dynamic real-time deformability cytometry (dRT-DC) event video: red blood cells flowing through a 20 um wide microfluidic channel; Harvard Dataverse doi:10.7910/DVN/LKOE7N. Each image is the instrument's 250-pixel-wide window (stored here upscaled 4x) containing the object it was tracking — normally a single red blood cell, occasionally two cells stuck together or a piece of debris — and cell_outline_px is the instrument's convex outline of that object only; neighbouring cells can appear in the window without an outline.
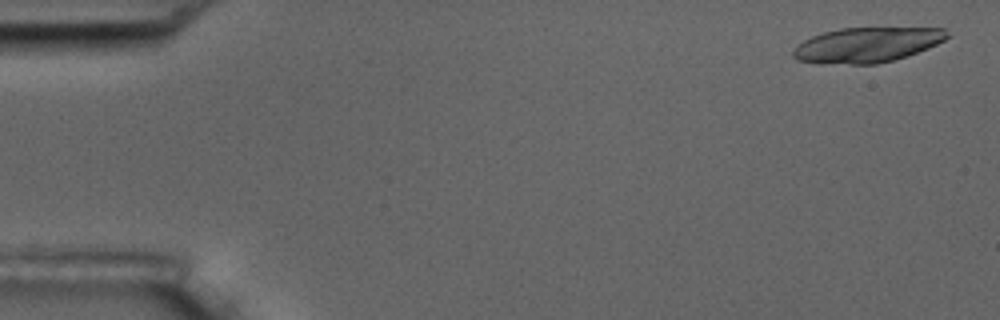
{"species": "common noctule bat (a hibernating species)", "species_latin": "Nyctalus noctula", "temperature_condition": "room temperature", "stored_images_in_passage": 6, "camera_frame_rate_fps": 3000, "um_per_image_px": 0.085, "animal": {"sex": "male", "body_mass_g": 17.5, "forearm_length_mm": 52.3}, "frame": {"image": 1, "passage_image": 1, "time_ms": 0.0, "image_size_px": [1000, 320], "cell_outline_px": [[952, 36], [928, 48], [892, 60], [876, 64], [852, 64], [796, 60], [792, 56], [792, 48], [796, 44], [812, 36], [824, 32], [840, 28], [944, 28]], "centroid_in_image_um": [73.69, 3.8], "position_along_channel_um": 11.3, "area_um2": 31.1}}
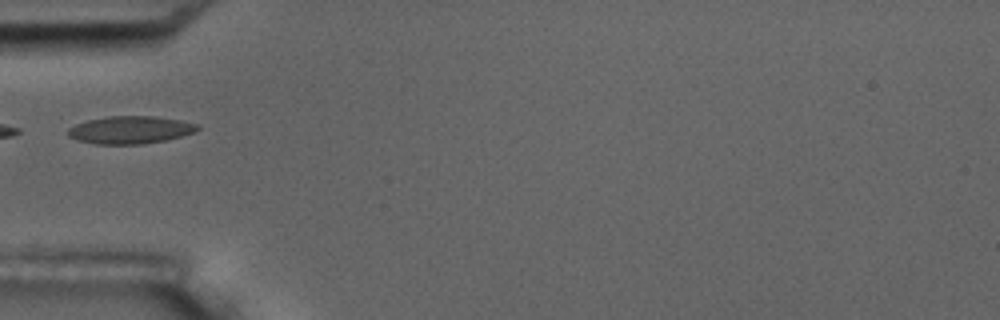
{"frame": {"image": 2, "passage_image": 6, "time_ms": 5.667, "image_size_px": [1000, 320], "cell_outline_px": [[200, 128], [196, 132], [164, 140], [140, 144], [96, 144], [76, 140], [68, 136], [68, 128], [76, 124], [88, 120], [108, 116], [152, 116], [180, 120], [200, 124]], "centroid_in_image_um": [11.08, 11.04], "position_along_channel_um": 73.9, "area_um2": 20.81}}